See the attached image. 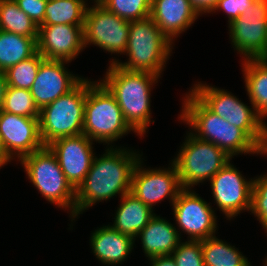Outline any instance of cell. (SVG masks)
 Listing matches in <instances>:
<instances>
[{
  "instance_id": "cell-9",
  "label": "cell",
  "mask_w": 267,
  "mask_h": 266,
  "mask_svg": "<svg viewBox=\"0 0 267 266\" xmlns=\"http://www.w3.org/2000/svg\"><path fill=\"white\" fill-rule=\"evenodd\" d=\"M177 156L175 164L182 189H192L204 183L222 169L232 158L213 143L196 138L187 133Z\"/></svg>"
},
{
  "instance_id": "cell-33",
  "label": "cell",
  "mask_w": 267,
  "mask_h": 266,
  "mask_svg": "<svg viewBox=\"0 0 267 266\" xmlns=\"http://www.w3.org/2000/svg\"><path fill=\"white\" fill-rule=\"evenodd\" d=\"M256 0H218L212 12L222 10L228 17V24L237 19L247 8L252 6Z\"/></svg>"
},
{
  "instance_id": "cell-32",
  "label": "cell",
  "mask_w": 267,
  "mask_h": 266,
  "mask_svg": "<svg viewBox=\"0 0 267 266\" xmlns=\"http://www.w3.org/2000/svg\"><path fill=\"white\" fill-rule=\"evenodd\" d=\"M171 255L176 266H204L201 241H182Z\"/></svg>"
},
{
  "instance_id": "cell-3",
  "label": "cell",
  "mask_w": 267,
  "mask_h": 266,
  "mask_svg": "<svg viewBox=\"0 0 267 266\" xmlns=\"http://www.w3.org/2000/svg\"><path fill=\"white\" fill-rule=\"evenodd\" d=\"M182 101L178 118L196 138L213 143L231 158L246 153L267 155L242 129L210 111L191 91Z\"/></svg>"
},
{
  "instance_id": "cell-36",
  "label": "cell",
  "mask_w": 267,
  "mask_h": 266,
  "mask_svg": "<svg viewBox=\"0 0 267 266\" xmlns=\"http://www.w3.org/2000/svg\"><path fill=\"white\" fill-rule=\"evenodd\" d=\"M151 266H176L172 255L156 256L149 258Z\"/></svg>"
},
{
  "instance_id": "cell-28",
  "label": "cell",
  "mask_w": 267,
  "mask_h": 266,
  "mask_svg": "<svg viewBox=\"0 0 267 266\" xmlns=\"http://www.w3.org/2000/svg\"><path fill=\"white\" fill-rule=\"evenodd\" d=\"M44 60V57L37 52L30 58L20 61L18 64L8 68L5 71L8 86L30 90L36 79L40 64Z\"/></svg>"
},
{
  "instance_id": "cell-30",
  "label": "cell",
  "mask_w": 267,
  "mask_h": 266,
  "mask_svg": "<svg viewBox=\"0 0 267 266\" xmlns=\"http://www.w3.org/2000/svg\"><path fill=\"white\" fill-rule=\"evenodd\" d=\"M108 11L127 21H135L150 16L152 0H99Z\"/></svg>"
},
{
  "instance_id": "cell-37",
  "label": "cell",
  "mask_w": 267,
  "mask_h": 266,
  "mask_svg": "<svg viewBox=\"0 0 267 266\" xmlns=\"http://www.w3.org/2000/svg\"><path fill=\"white\" fill-rule=\"evenodd\" d=\"M13 159L14 158H12L7 152L4 143L0 137V169L2 168V166L4 167V165H7L8 162H11V160Z\"/></svg>"
},
{
  "instance_id": "cell-16",
  "label": "cell",
  "mask_w": 267,
  "mask_h": 266,
  "mask_svg": "<svg viewBox=\"0 0 267 266\" xmlns=\"http://www.w3.org/2000/svg\"><path fill=\"white\" fill-rule=\"evenodd\" d=\"M83 27L71 24L38 26L37 51L46 60L72 62L85 49Z\"/></svg>"
},
{
  "instance_id": "cell-4",
  "label": "cell",
  "mask_w": 267,
  "mask_h": 266,
  "mask_svg": "<svg viewBox=\"0 0 267 266\" xmlns=\"http://www.w3.org/2000/svg\"><path fill=\"white\" fill-rule=\"evenodd\" d=\"M173 44L149 16L130 21L127 47L124 52L127 62L111 59L110 64L130 71H146L161 77Z\"/></svg>"
},
{
  "instance_id": "cell-10",
  "label": "cell",
  "mask_w": 267,
  "mask_h": 266,
  "mask_svg": "<svg viewBox=\"0 0 267 266\" xmlns=\"http://www.w3.org/2000/svg\"><path fill=\"white\" fill-rule=\"evenodd\" d=\"M130 21L108 11L98 1L88 6L85 13L83 35L84 47L95 45L111 54H124Z\"/></svg>"
},
{
  "instance_id": "cell-38",
  "label": "cell",
  "mask_w": 267,
  "mask_h": 266,
  "mask_svg": "<svg viewBox=\"0 0 267 266\" xmlns=\"http://www.w3.org/2000/svg\"><path fill=\"white\" fill-rule=\"evenodd\" d=\"M7 86L5 71L0 70V109L4 102Z\"/></svg>"
},
{
  "instance_id": "cell-15",
  "label": "cell",
  "mask_w": 267,
  "mask_h": 266,
  "mask_svg": "<svg viewBox=\"0 0 267 266\" xmlns=\"http://www.w3.org/2000/svg\"><path fill=\"white\" fill-rule=\"evenodd\" d=\"M85 134L54 140L47 147L56 156L67 181L76 190L90 170L95 152L93 143Z\"/></svg>"
},
{
  "instance_id": "cell-7",
  "label": "cell",
  "mask_w": 267,
  "mask_h": 266,
  "mask_svg": "<svg viewBox=\"0 0 267 266\" xmlns=\"http://www.w3.org/2000/svg\"><path fill=\"white\" fill-rule=\"evenodd\" d=\"M27 178L46 201L63 210H70L71 221L75 220V189L67 181L56 156L44 146L20 160Z\"/></svg>"
},
{
  "instance_id": "cell-12",
  "label": "cell",
  "mask_w": 267,
  "mask_h": 266,
  "mask_svg": "<svg viewBox=\"0 0 267 266\" xmlns=\"http://www.w3.org/2000/svg\"><path fill=\"white\" fill-rule=\"evenodd\" d=\"M192 189H182L172 204L176 229L188 235V240L201 241L215 236V210Z\"/></svg>"
},
{
  "instance_id": "cell-24",
  "label": "cell",
  "mask_w": 267,
  "mask_h": 266,
  "mask_svg": "<svg viewBox=\"0 0 267 266\" xmlns=\"http://www.w3.org/2000/svg\"><path fill=\"white\" fill-rule=\"evenodd\" d=\"M37 38L0 30V70L26 60L37 53Z\"/></svg>"
},
{
  "instance_id": "cell-14",
  "label": "cell",
  "mask_w": 267,
  "mask_h": 266,
  "mask_svg": "<svg viewBox=\"0 0 267 266\" xmlns=\"http://www.w3.org/2000/svg\"><path fill=\"white\" fill-rule=\"evenodd\" d=\"M230 162L231 160L210 179L215 204L227 220L245 210L250 211L253 187V178H245Z\"/></svg>"
},
{
  "instance_id": "cell-17",
  "label": "cell",
  "mask_w": 267,
  "mask_h": 266,
  "mask_svg": "<svg viewBox=\"0 0 267 266\" xmlns=\"http://www.w3.org/2000/svg\"><path fill=\"white\" fill-rule=\"evenodd\" d=\"M0 137L9 155L21 159L44 147L39 118L11 114L0 109Z\"/></svg>"
},
{
  "instance_id": "cell-27",
  "label": "cell",
  "mask_w": 267,
  "mask_h": 266,
  "mask_svg": "<svg viewBox=\"0 0 267 266\" xmlns=\"http://www.w3.org/2000/svg\"><path fill=\"white\" fill-rule=\"evenodd\" d=\"M0 30L38 38V26L14 0H0Z\"/></svg>"
},
{
  "instance_id": "cell-6",
  "label": "cell",
  "mask_w": 267,
  "mask_h": 266,
  "mask_svg": "<svg viewBox=\"0 0 267 266\" xmlns=\"http://www.w3.org/2000/svg\"><path fill=\"white\" fill-rule=\"evenodd\" d=\"M190 89L210 111L242 129L267 153V124L253 106H247L231 92L209 86L206 82H198Z\"/></svg>"
},
{
  "instance_id": "cell-23",
  "label": "cell",
  "mask_w": 267,
  "mask_h": 266,
  "mask_svg": "<svg viewBox=\"0 0 267 266\" xmlns=\"http://www.w3.org/2000/svg\"><path fill=\"white\" fill-rule=\"evenodd\" d=\"M242 72L251 107L262 117H267V60L242 61Z\"/></svg>"
},
{
  "instance_id": "cell-11",
  "label": "cell",
  "mask_w": 267,
  "mask_h": 266,
  "mask_svg": "<svg viewBox=\"0 0 267 266\" xmlns=\"http://www.w3.org/2000/svg\"><path fill=\"white\" fill-rule=\"evenodd\" d=\"M228 25L231 44L243 60L267 56V0H256Z\"/></svg>"
},
{
  "instance_id": "cell-8",
  "label": "cell",
  "mask_w": 267,
  "mask_h": 266,
  "mask_svg": "<svg viewBox=\"0 0 267 266\" xmlns=\"http://www.w3.org/2000/svg\"><path fill=\"white\" fill-rule=\"evenodd\" d=\"M86 95L87 79L84 78L69 93L40 109L39 132L44 146L59 138L83 133Z\"/></svg>"
},
{
  "instance_id": "cell-39",
  "label": "cell",
  "mask_w": 267,
  "mask_h": 266,
  "mask_svg": "<svg viewBox=\"0 0 267 266\" xmlns=\"http://www.w3.org/2000/svg\"><path fill=\"white\" fill-rule=\"evenodd\" d=\"M264 266H267V256L265 258V264H264Z\"/></svg>"
},
{
  "instance_id": "cell-5",
  "label": "cell",
  "mask_w": 267,
  "mask_h": 266,
  "mask_svg": "<svg viewBox=\"0 0 267 266\" xmlns=\"http://www.w3.org/2000/svg\"><path fill=\"white\" fill-rule=\"evenodd\" d=\"M115 96L99 80L87 79L83 134L94 142L109 144L130 132Z\"/></svg>"
},
{
  "instance_id": "cell-1",
  "label": "cell",
  "mask_w": 267,
  "mask_h": 266,
  "mask_svg": "<svg viewBox=\"0 0 267 266\" xmlns=\"http://www.w3.org/2000/svg\"><path fill=\"white\" fill-rule=\"evenodd\" d=\"M113 147L110 144L99 158L94 157L86 177L75 190V218L97 202L131 192L133 171L142 155L127 147Z\"/></svg>"
},
{
  "instance_id": "cell-21",
  "label": "cell",
  "mask_w": 267,
  "mask_h": 266,
  "mask_svg": "<svg viewBox=\"0 0 267 266\" xmlns=\"http://www.w3.org/2000/svg\"><path fill=\"white\" fill-rule=\"evenodd\" d=\"M136 237L140 238L143 252L148 259L171 255L182 241L176 226L156 214Z\"/></svg>"
},
{
  "instance_id": "cell-34",
  "label": "cell",
  "mask_w": 267,
  "mask_h": 266,
  "mask_svg": "<svg viewBox=\"0 0 267 266\" xmlns=\"http://www.w3.org/2000/svg\"><path fill=\"white\" fill-rule=\"evenodd\" d=\"M19 8L24 11L37 25L44 21L46 4L48 0H14Z\"/></svg>"
},
{
  "instance_id": "cell-25",
  "label": "cell",
  "mask_w": 267,
  "mask_h": 266,
  "mask_svg": "<svg viewBox=\"0 0 267 266\" xmlns=\"http://www.w3.org/2000/svg\"><path fill=\"white\" fill-rule=\"evenodd\" d=\"M204 266H251L238 248L216 236L201 240Z\"/></svg>"
},
{
  "instance_id": "cell-18",
  "label": "cell",
  "mask_w": 267,
  "mask_h": 266,
  "mask_svg": "<svg viewBox=\"0 0 267 266\" xmlns=\"http://www.w3.org/2000/svg\"><path fill=\"white\" fill-rule=\"evenodd\" d=\"M63 60H44L38 69L30 93L39 109L73 90L84 78L68 72Z\"/></svg>"
},
{
  "instance_id": "cell-20",
  "label": "cell",
  "mask_w": 267,
  "mask_h": 266,
  "mask_svg": "<svg viewBox=\"0 0 267 266\" xmlns=\"http://www.w3.org/2000/svg\"><path fill=\"white\" fill-rule=\"evenodd\" d=\"M90 243L94 255L102 264L116 266L128 259L135 239L108 224L92 231Z\"/></svg>"
},
{
  "instance_id": "cell-26",
  "label": "cell",
  "mask_w": 267,
  "mask_h": 266,
  "mask_svg": "<svg viewBox=\"0 0 267 266\" xmlns=\"http://www.w3.org/2000/svg\"><path fill=\"white\" fill-rule=\"evenodd\" d=\"M88 0H48L41 25H84Z\"/></svg>"
},
{
  "instance_id": "cell-35",
  "label": "cell",
  "mask_w": 267,
  "mask_h": 266,
  "mask_svg": "<svg viewBox=\"0 0 267 266\" xmlns=\"http://www.w3.org/2000/svg\"><path fill=\"white\" fill-rule=\"evenodd\" d=\"M190 3L199 15L212 14V9L216 6L218 0H190Z\"/></svg>"
},
{
  "instance_id": "cell-19",
  "label": "cell",
  "mask_w": 267,
  "mask_h": 266,
  "mask_svg": "<svg viewBox=\"0 0 267 266\" xmlns=\"http://www.w3.org/2000/svg\"><path fill=\"white\" fill-rule=\"evenodd\" d=\"M150 17L161 32L172 42L185 32L199 13L190 0H152Z\"/></svg>"
},
{
  "instance_id": "cell-13",
  "label": "cell",
  "mask_w": 267,
  "mask_h": 266,
  "mask_svg": "<svg viewBox=\"0 0 267 266\" xmlns=\"http://www.w3.org/2000/svg\"><path fill=\"white\" fill-rule=\"evenodd\" d=\"M143 158L138 161L132 175L131 193L153 210L156 203L170 199L173 204L182 190L175 164L168 168H144Z\"/></svg>"
},
{
  "instance_id": "cell-2",
  "label": "cell",
  "mask_w": 267,
  "mask_h": 266,
  "mask_svg": "<svg viewBox=\"0 0 267 266\" xmlns=\"http://www.w3.org/2000/svg\"><path fill=\"white\" fill-rule=\"evenodd\" d=\"M100 81L115 96L129 126L143 137L151 124V89L160 76L146 71H130L110 64Z\"/></svg>"
},
{
  "instance_id": "cell-29",
  "label": "cell",
  "mask_w": 267,
  "mask_h": 266,
  "mask_svg": "<svg viewBox=\"0 0 267 266\" xmlns=\"http://www.w3.org/2000/svg\"><path fill=\"white\" fill-rule=\"evenodd\" d=\"M2 111L29 118H39L40 109L30 90L7 86Z\"/></svg>"
},
{
  "instance_id": "cell-31",
  "label": "cell",
  "mask_w": 267,
  "mask_h": 266,
  "mask_svg": "<svg viewBox=\"0 0 267 266\" xmlns=\"http://www.w3.org/2000/svg\"><path fill=\"white\" fill-rule=\"evenodd\" d=\"M250 212L267 233V174L253 178Z\"/></svg>"
},
{
  "instance_id": "cell-22",
  "label": "cell",
  "mask_w": 267,
  "mask_h": 266,
  "mask_svg": "<svg viewBox=\"0 0 267 266\" xmlns=\"http://www.w3.org/2000/svg\"><path fill=\"white\" fill-rule=\"evenodd\" d=\"M120 200L119 207H117L115 217L113 218L114 223L111 226L136 240V236L155 215L154 210L142 203L131 192L123 195Z\"/></svg>"
}]
</instances>
